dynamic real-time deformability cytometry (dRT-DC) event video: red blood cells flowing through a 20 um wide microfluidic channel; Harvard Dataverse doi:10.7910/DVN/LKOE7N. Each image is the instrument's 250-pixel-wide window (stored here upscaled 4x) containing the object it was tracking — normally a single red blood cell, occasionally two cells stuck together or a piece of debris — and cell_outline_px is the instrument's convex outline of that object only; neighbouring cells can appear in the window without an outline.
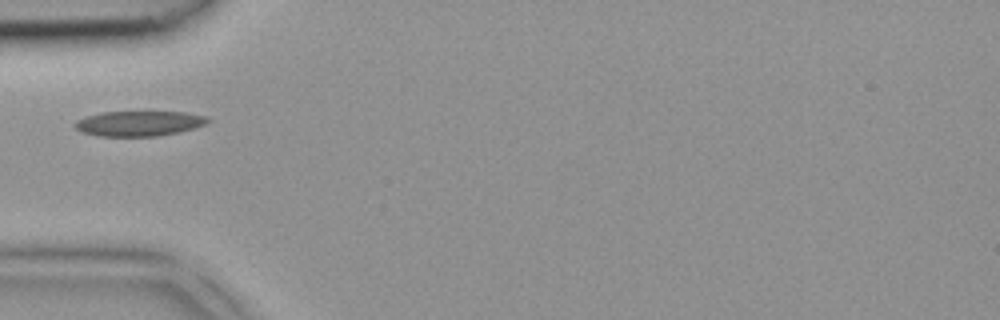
{"species": "common noctule bat (a hibernating species)", "species_latin": "Nyctalus noctula", "temperature_condition": "room temperature", "stored_images_in_passage": 2, "camera_frame_rate_fps": 3000, "um_per_image_px": 0.085, "animal": {"sex": "female", "body_mass_g": 18.4}, "frame": {"image": 1, "passage_image": 1, "time_ms": 0.0, "image_size_px": [1000, 320], "cell_outline_px": [[212, 120], [208, 124], [196, 128], [180, 132], [156, 136], [100, 136], [84, 132], [76, 128], [72, 124], [76, 120], [100, 112], [188, 112], [204, 116]], "centroid_in_image_um": [11.87, 10.49], "position_along_channel_um": 73.1, "area_um2": 19.54}}